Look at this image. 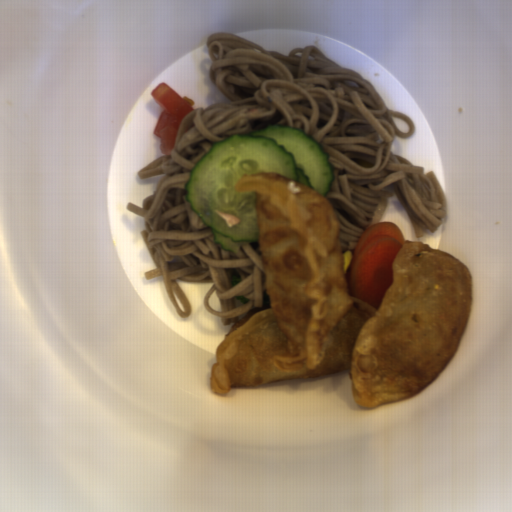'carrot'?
<instances>
[{
  "label": "carrot",
  "instance_id": "b8716197",
  "mask_svg": "<svg viewBox=\"0 0 512 512\" xmlns=\"http://www.w3.org/2000/svg\"><path fill=\"white\" fill-rule=\"evenodd\" d=\"M405 239L395 222H378L364 229L352 251L346 282L348 292L379 310L393 284L392 262Z\"/></svg>",
  "mask_w": 512,
  "mask_h": 512
}]
</instances>
